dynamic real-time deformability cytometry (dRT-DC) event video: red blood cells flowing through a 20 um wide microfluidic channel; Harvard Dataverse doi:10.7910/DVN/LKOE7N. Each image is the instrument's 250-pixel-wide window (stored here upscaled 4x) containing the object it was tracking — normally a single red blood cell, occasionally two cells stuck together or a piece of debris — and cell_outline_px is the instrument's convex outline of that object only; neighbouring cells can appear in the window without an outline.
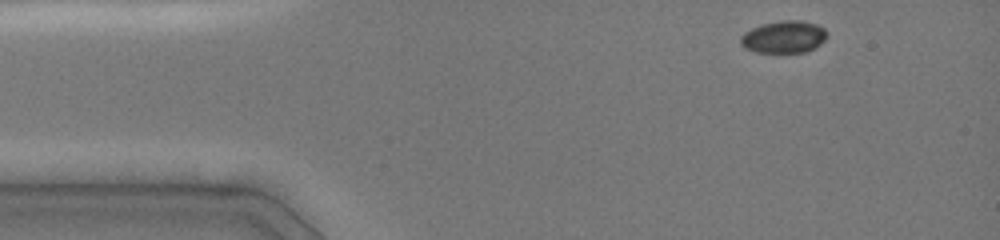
{"species": "common noctule bat (a hibernating species)", "species_latin": "Nyctalus noctula", "temperature_condition": "cold", "stored_images_in_passage": 28, "camera_frame_rate_fps": 3000, "um_per_image_px": 0.085, "animal": {"sex": "female", "body_mass_g": 19.0, "forearm_length_mm": 51.5}, "frame": {"image": 1, "passage_image": 1, "time_ms": 0.0, "image_size_px": [1000, 240], "cell_outline_px": [[828, 36], [820, 44], [804, 52], [756, 52], [744, 48], [740, 44], [740, 36], [744, 32], [760, 24], [780, 20], [800, 20], [816, 24], [824, 28], [828, 32]], "centroid_in_image_um": [66.6, 3.12], "position_along_channel_um": 18.4, "area_um2": 16.36}}
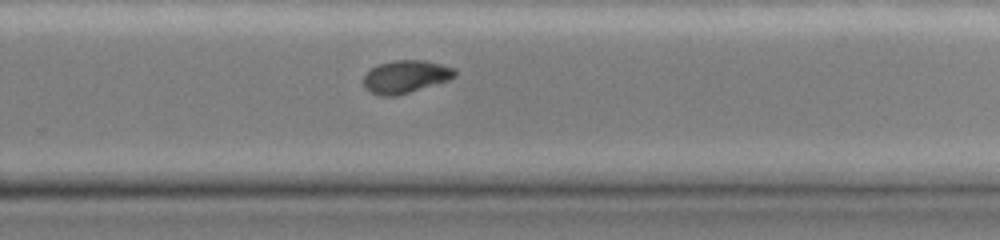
{"frame": {"image": 2, "passage_image": 20, "time_ms": 8.667, "image_size_px": [1000, 240], "cell_outline_px": [[456, 76], [448, 80], [396, 96], [380, 96], [364, 88], [364, 76], [372, 68], [380, 64], [392, 60], [424, 60], [440, 64], [452, 68], [456, 72]], "centroid_in_image_um": [34.46, 6.52], "position_along_channel_um": 295.3, "area_um2": 17.17}}
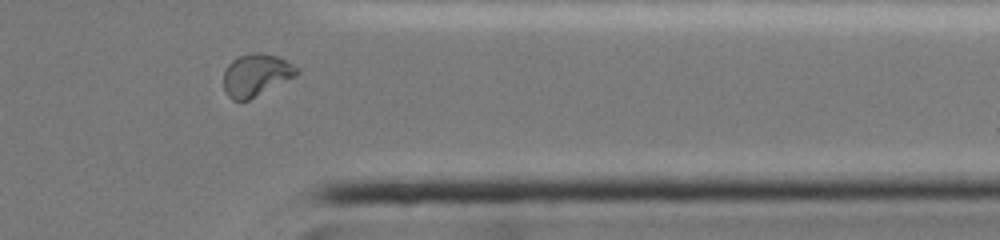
{"frame": {"image": 3, "passage_image": 25, "time_ms": 11.0, "image_size_px": [1000, 240], "cell_outline_px": [[300, 72], [296, 76], [248, 100], [232, 100], [224, 92], [224, 68], [232, 60], [240, 56], [252, 52], [260, 52], [276, 56], [300, 68]], "centroid_in_image_um": [21.76, 6.37], "position_along_channel_um": 389.6, "area_um2": 18.03}, "authors_computed_cell_mechanics": {"area_um2": 17.7157, "velocity_mm_per_s": 4.0438, "shape_relaxation_time_tau1_ms": 3.8022, "shape_relaxation_time_tau2_ms": 8.2805, "deformation_change_tau1": 0.13, "deformation_change_tau2": 0.0871}}